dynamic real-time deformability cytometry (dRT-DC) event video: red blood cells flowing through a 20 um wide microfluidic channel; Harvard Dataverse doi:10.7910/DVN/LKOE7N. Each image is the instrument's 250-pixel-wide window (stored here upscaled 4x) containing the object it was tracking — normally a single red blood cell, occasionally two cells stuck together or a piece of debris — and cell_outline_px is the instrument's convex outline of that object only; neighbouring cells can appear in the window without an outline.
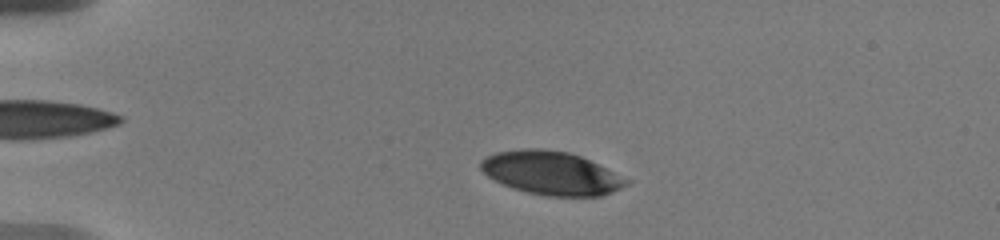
{"species": "human", "species_latin": "Homo sapiens", "temperature_condition": "warm", "stored_images_in_passage": 26, "camera_frame_rate_fps": 3000, "um_per_image_px": 0.085, "donor": {"sex": "male"}, "frame": {"image": 1, "passage_image": 5, "time_ms": 2.333, "image_size_px": [1000, 240], "cell_outline_px": [[632, 180], [628, 184], [612, 192], [600, 196], [548, 196], [528, 192], [512, 188], [488, 176], [480, 168], [480, 160], [496, 152], [520, 148], [544, 148], [568, 152], [580, 156]], "centroid_in_image_um": [46.86, 14.7], "position_along_channel_um": 38.1, "area_um2": 36.76}}
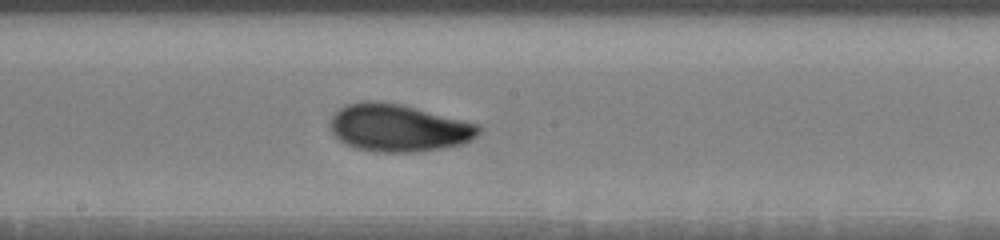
{"frame": {"image": 2, "passage_image": 15, "time_ms": 8.667, "image_size_px": [1000, 240], "cell_outline_px": [[480, 132], [472, 140], [460, 144], [440, 148], [416, 152], [376, 152], [356, 148], [340, 140], [328, 128], [328, 124], [332, 116], [340, 108], [348, 104], [364, 100], [380, 100], [400, 104], [480, 124]], "centroid_in_image_um": [33.85, 10.86], "position_along_channel_um": 214.4, "area_um2": 41.1}}
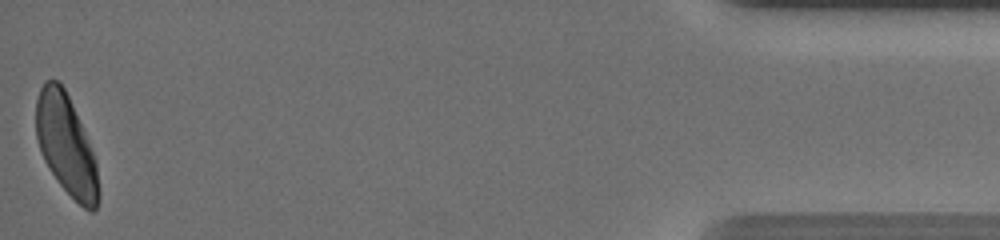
{"frame": {"image": 3, "passage_image": 26, "time_ms": 16.667, "image_size_px": [1000, 240], "cell_outline_px": [[100, 200], [96, 208], [92, 212], [88, 212], [60, 184], [44, 160], [40, 152], [36, 136], [36, 100], [40, 88], [44, 80], [60, 80], [72, 104], [96, 160], [100, 192]], "centroid_in_image_um": [5.63, 12.33], "position_along_channel_um": 429.6, "area_um2": 36.36}, "authors_computed_cell_mechanics": {"area_um2": 39.7953, "velocity_mm_per_s": 3.6468, "shape_relaxation_time_tau1_ms": 4.5546, "shape_relaxation_time_tau2_ms": 1.6704, "deformation_change_tau1": 0.1637, "deformation_change_tau2": 0.0597}}